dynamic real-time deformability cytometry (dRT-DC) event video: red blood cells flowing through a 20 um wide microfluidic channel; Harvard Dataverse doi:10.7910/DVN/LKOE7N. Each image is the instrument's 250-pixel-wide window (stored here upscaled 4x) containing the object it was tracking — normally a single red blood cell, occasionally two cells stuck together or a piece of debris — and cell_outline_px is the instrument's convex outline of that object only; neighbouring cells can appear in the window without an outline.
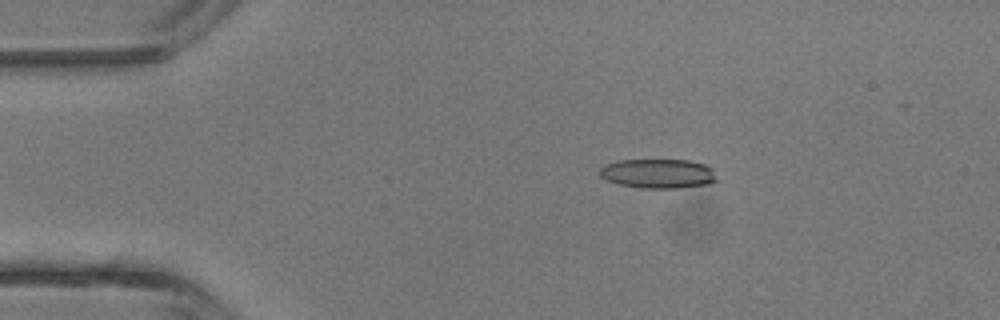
{"species": "common noctule bat (a hibernating species)", "species_latin": "Nyctalus noctula", "temperature_condition": "room temperature", "stored_images_in_passage": 4, "camera_frame_rate_fps": 3000, "um_per_image_px": 0.085, "animal": {"sex": "male", "body_mass_g": 13.3}, "frame": {"image": 1, "passage_image": 2, "time_ms": 1.0, "image_size_px": [1000, 320], "cell_outline_px": [[720, 180], [712, 184], [676, 188], [640, 188], [620, 184], [608, 180], [600, 176], [600, 168], [604, 164], [620, 160], [688, 160], [704, 164], [712, 168]], "centroid_in_image_um": [56.0, 14.76], "position_along_channel_um": 29.0, "area_um2": 20.23}}